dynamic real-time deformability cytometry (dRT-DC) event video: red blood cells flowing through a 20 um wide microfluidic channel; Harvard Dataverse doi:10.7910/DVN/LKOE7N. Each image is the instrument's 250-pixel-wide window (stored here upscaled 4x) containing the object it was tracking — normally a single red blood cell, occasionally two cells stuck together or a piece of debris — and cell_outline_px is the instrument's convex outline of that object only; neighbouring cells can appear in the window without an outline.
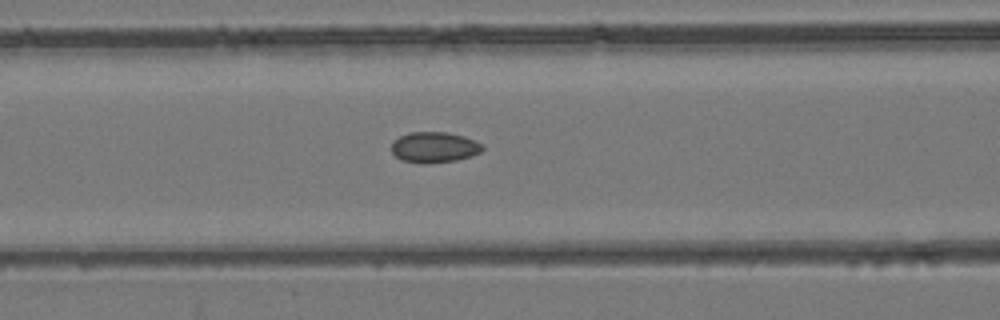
{"species": "common noctule bat (a hibernating species)", "species_latin": "Nyctalus noctula", "temperature_condition": "room temperature", "stored_images_in_passage": 34, "camera_frame_rate_fps": 3000, "um_per_image_px": 0.085, "animal": {"sex": "female", "body_mass_g": 24.6, "forearm_length_mm": 56.2}, "frame": {"image": 1, "passage_image": 8, "time_ms": 2.333, "image_size_px": [1000, 320], "cell_outline_px": [[484, 148], [480, 152], [472, 156], [456, 160], [400, 160], [392, 152], [392, 140], [408, 132], [448, 132], [464, 136], [476, 140]], "centroid_in_image_um": [36.93, 12.45], "position_along_channel_um": 129.7, "area_um2": 15.61}}
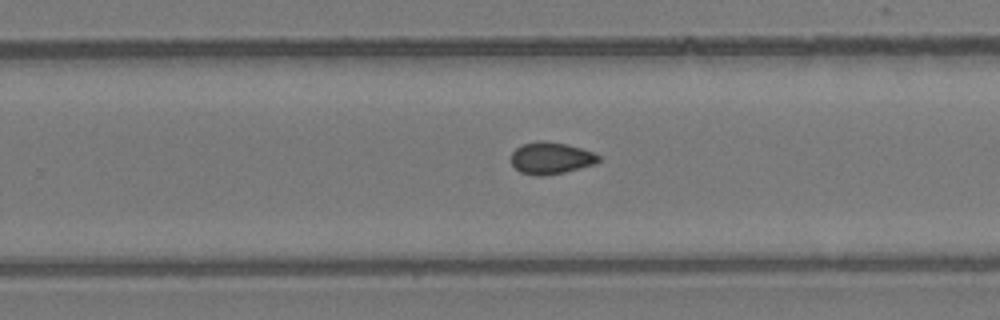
{"frame": {"image": 2, "passage_image": 18, "time_ms": 5.667, "image_size_px": [1000, 320], "cell_outline_px": [[600, 160], [596, 164], [564, 172], [540, 176], [536, 176], [520, 172], [512, 164], [512, 152], [520, 144], [536, 140], [544, 140], [568, 144], [592, 152], [600, 156]], "centroid_in_image_um": [46.82, 13.42], "position_along_channel_um": 283.0, "area_um2": 16.36}}
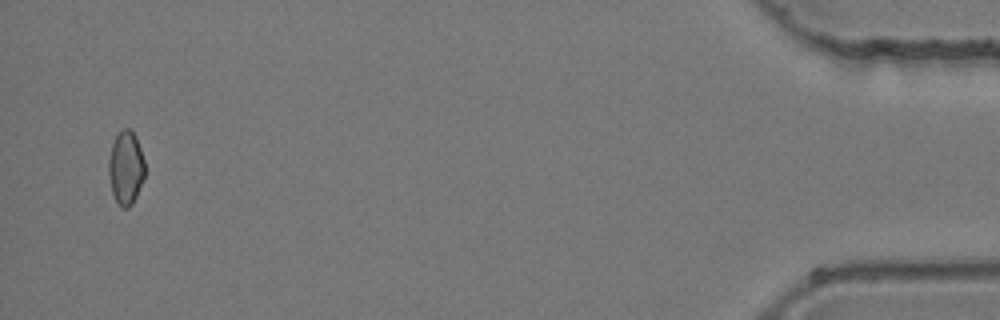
{"frame": {"image": 3, "passage_image": 33, "time_ms": 10.667, "image_size_px": [1000, 320], "cell_outline_px": [[144, 180], [132, 204], [128, 208], [124, 208], [116, 200], [112, 192], [108, 176], [108, 160], [112, 144], [116, 136], [124, 128], [128, 128], [136, 136], [144, 160]], "centroid_in_image_um": [10.69, 14.27], "position_along_channel_um": 424.5, "area_um2": 15.43}}